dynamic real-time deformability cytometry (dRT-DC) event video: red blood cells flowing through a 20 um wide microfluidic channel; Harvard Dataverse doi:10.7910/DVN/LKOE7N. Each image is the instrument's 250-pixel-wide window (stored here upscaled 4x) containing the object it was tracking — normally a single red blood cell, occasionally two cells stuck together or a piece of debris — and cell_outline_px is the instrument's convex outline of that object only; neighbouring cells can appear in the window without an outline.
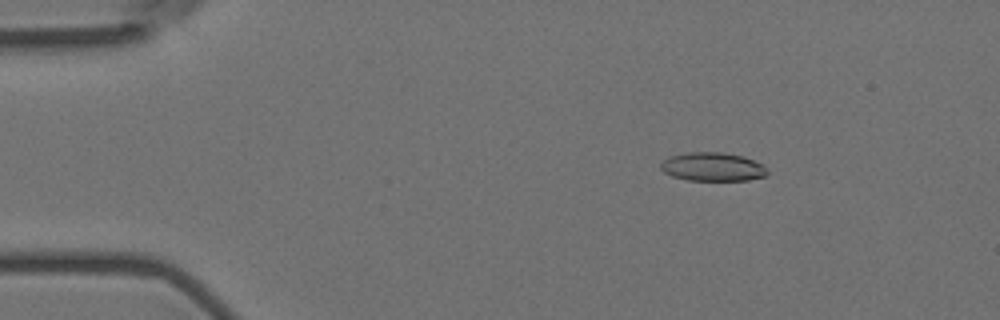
{"species": "Egyptian fruit bat (a non-hibernating species)", "species_latin": "Rousettus aegyptiacus", "temperature_condition": "room temperature", "stored_images_in_passage": 57, "camera_frame_rate_fps": 3000, "um_per_image_px": 0.085, "animal": {"sex": "female"}, "frame": {"image": 1, "passage_image": 9, "time_ms": 2.667, "image_size_px": [1000, 320], "cell_outline_px": [[768, 176], [748, 180], [688, 180], [672, 176], [664, 172], [660, 168], [660, 164], [668, 156], [688, 152], [720, 152], [744, 156], [768, 168]], "centroid_in_image_um": [60.58, 14.18], "position_along_channel_um": 24.4, "area_um2": 17.86}}
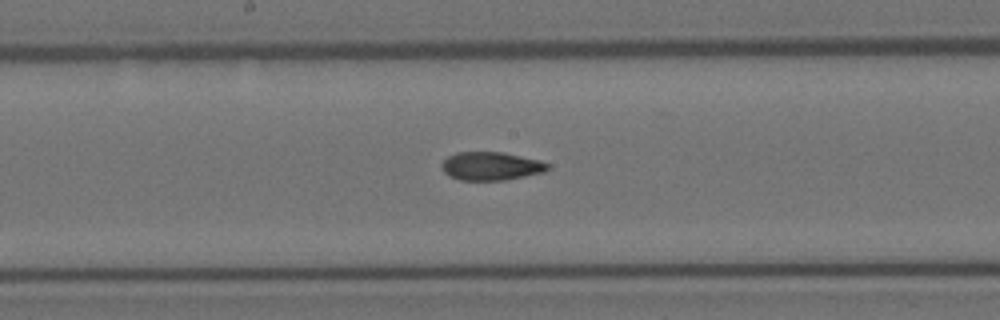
{"frame": {"image": 2, "passage_image": 30, "time_ms": 9.667, "image_size_px": [1000, 320], "cell_outline_px": [[548, 168], [544, 172], [504, 180], [460, 180], [448, 176], [440, 168], [440, 164], [448, 156], [456, 152], [500, 152], [540, 160], [548, 164]], "centroid_in_image_um": [41.67, 14.12], "position_along_channel_um": 206.5, "area_um2": 17.46}}
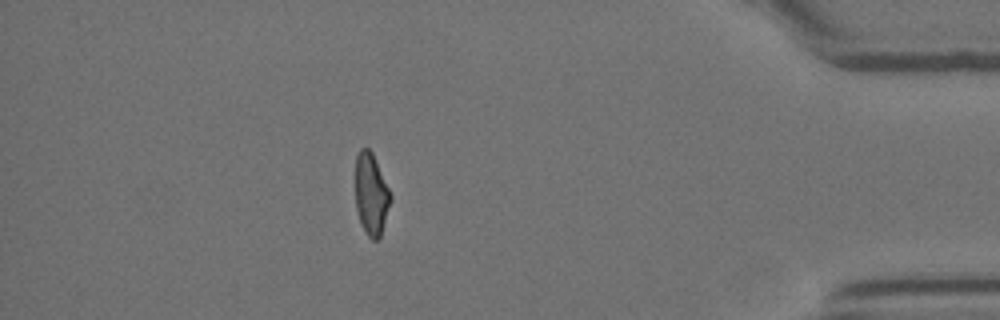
{"frame": {"image": 3, "passage_image": 50, "time_ms": 16.333, "image_size_px": [1000, 320], "cell_outline_px": [[392, 200], [380, 236], [376, 240], [372, 240], [368, 236], [360, 220], [356, 208], [356, 156], [360, 148], [368, 148], [372, 152], [392, 196]], "centroid_in_image_um": [31.56, 16.49], "position_along_channel_um": 403.6, "area_um2": 16.53}, "authors_computed_cell_mechanics": {"area_um2": 17.8602, "velocity_mm_per_s": 3.6272, "shape_relaxation_time_tau1_ms": null, "shape_relaxation_time_tau2_ms": 2.3728, "deformation_change_tau1": null, "deformation_change_tau2": 0.085}}